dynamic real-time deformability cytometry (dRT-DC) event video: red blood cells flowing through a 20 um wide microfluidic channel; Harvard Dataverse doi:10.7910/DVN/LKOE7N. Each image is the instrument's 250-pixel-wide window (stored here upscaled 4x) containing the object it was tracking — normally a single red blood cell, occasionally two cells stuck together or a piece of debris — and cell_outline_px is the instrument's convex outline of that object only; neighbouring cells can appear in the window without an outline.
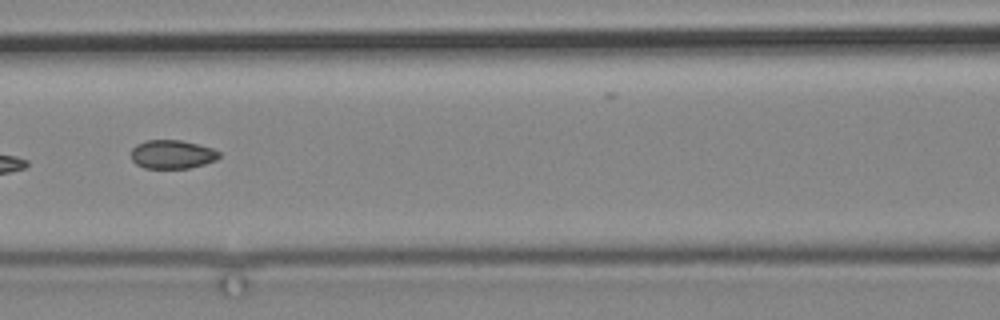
{"species": "common noctule bat (a hibernating species)", "species_latin": "Nyctalus noctula", "temperature_condition": "cold", "stored_images_in_passage": 16, "camera_frame_rate_fps": 3000, "um_per_image_px": 0.085, "animal": {"sex": "male", "body_mass_g": 19.2, "forearm_length_mm": 51.8}, "frame": {"image": 1, "passage_image": 12, "time_ms": 14.0, "image_size_px": [1000, 320], "cell_outline_px": [[220, 156], [216, 160], [204, 164], [188, 168], [144, 168], [136, 164], [132, 160], [132, 148], [136, 144], [144, 140], [180, 140], [212, 148], [220, 152]], "centroid_in_image_um": [14.62, 13.12], "position_along_channel_um": 152.0, "area_um2": 14.68}}
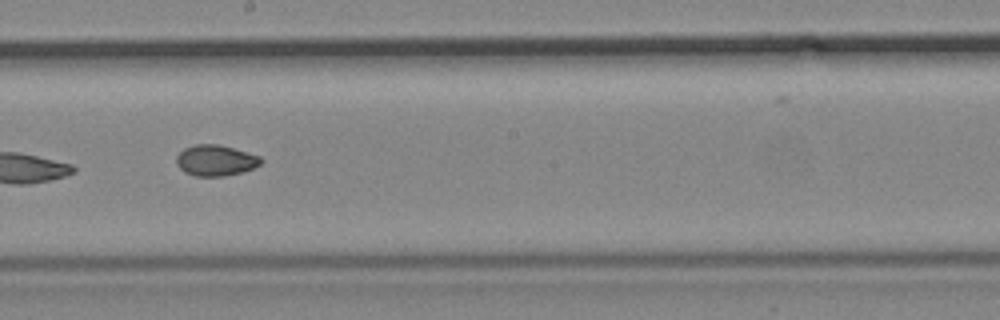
{"frame": {"image": 2, "passage_image": 14, "time_ms": 16.333, "image_size_px": [1000, 320], "cell_outline_px": [[264, 160], [260, 164], [252, 168], [240, 172], [224, 176], [196, 176], [184, 172], [176, 164], [176, 156], [184, 148], [196, 144], [220, 144], [260, 156]], "centroid_in_image_um": [18.31, 13.62], "position_along_channel_um": 229.9, "area_um2": 15.2}}
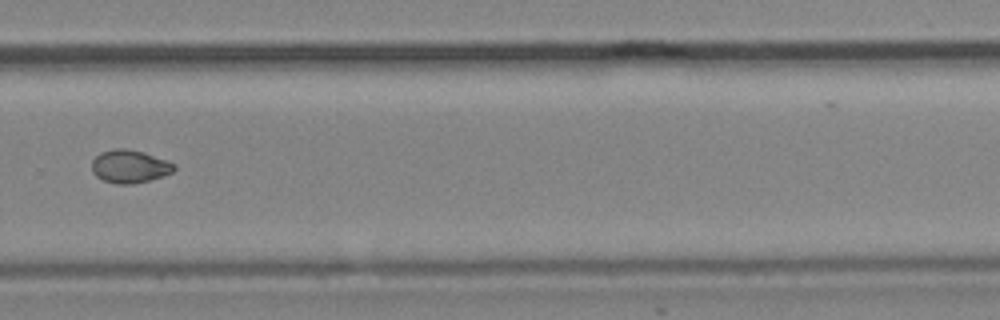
{"frame": {"image": 3, "passage_image": 16, "time_ms": 19.0, "image_size_px": [1000, 320], "cell_outline_px": [[176, 168], [172, 172], [164, 176], [148, 180], [128, 184], [116, 184], [104, 180], [96, 176], [92, 172], [92, 160], [100, 152], [112, 148], [128, 148], [144, 152], [176, 164]], "centroid_in_image_um": [11.01, 14.13], "position_along_channel_um": 318.8, "area_um2": 15.9}}